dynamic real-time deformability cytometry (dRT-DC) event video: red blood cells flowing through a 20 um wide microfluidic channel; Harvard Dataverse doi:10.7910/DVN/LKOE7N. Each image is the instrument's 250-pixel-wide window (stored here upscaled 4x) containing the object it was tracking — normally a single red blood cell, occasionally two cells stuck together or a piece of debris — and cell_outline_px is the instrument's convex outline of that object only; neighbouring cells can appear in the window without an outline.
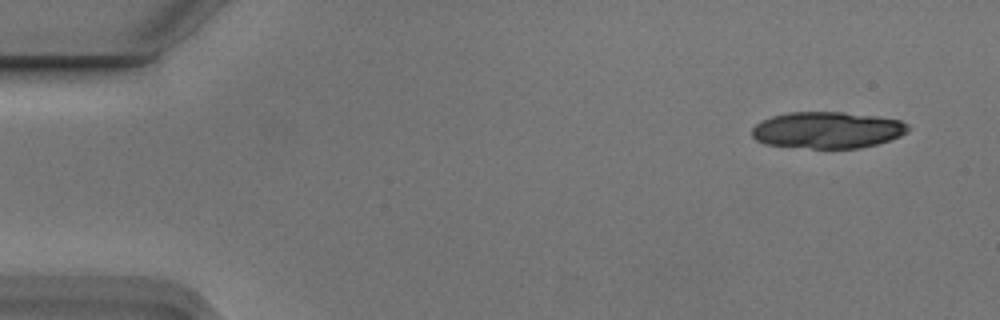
{"species": "Egyptian fruit bat (a non-hibernating species)", "species_latin": "Rousettus aegyptiacus", "temperature_condition": "cold", "stored_images_in_passage": 7, "camera_frame_rate_fps": 3000, "um_per_image_px": 0.085, "animal": {"sex": "male"}, "frame": {"image": 1, "passage_image": 1, "time_ms": 0.0, "image_size_px": [1000, 320], "cell_outline_px": [[912, 128], [900, 136], [876, 144], [860, 148], [812, 148], [764, 144], [756, 140], [752, 136], [752, 128], [756, 124], [772, 116], [788, 112], [844, 112], [876, 116], [900, 120], [908, 124]], "centroid_in_image_um": [70.34, 11.05], "position_along_channel_um": 14.7, "area_um2": 33.23}}
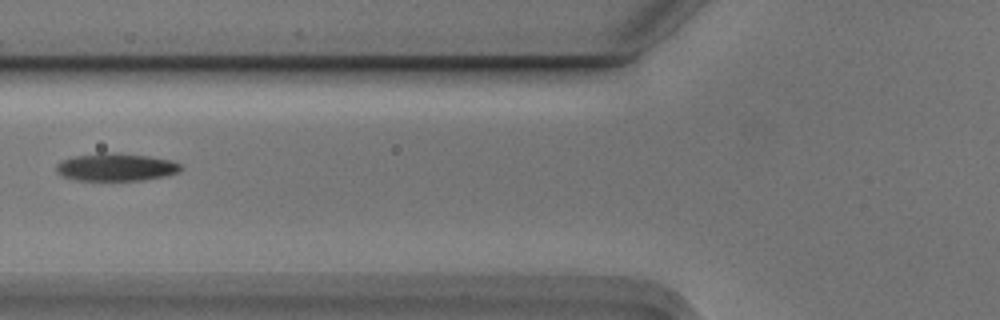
{"frame": {"image": 2, "passage_image": 6, "time_ms": 1.667, "image_size_px": [1000, 320], "cell_outline_px": [[184, 168], [180, 172], [164, 176], [144, 180], [76, 180], [64, 176], [56, 172], [56, 164], [64, 160], [76, 156], [104, 152], [112, 152], [148, 156], [172, 160], [180, 164]], "centroid_in_image_um": [9.91, 14.2], "position_along_channel_um": 115.9, "area_um2": 20.06}}
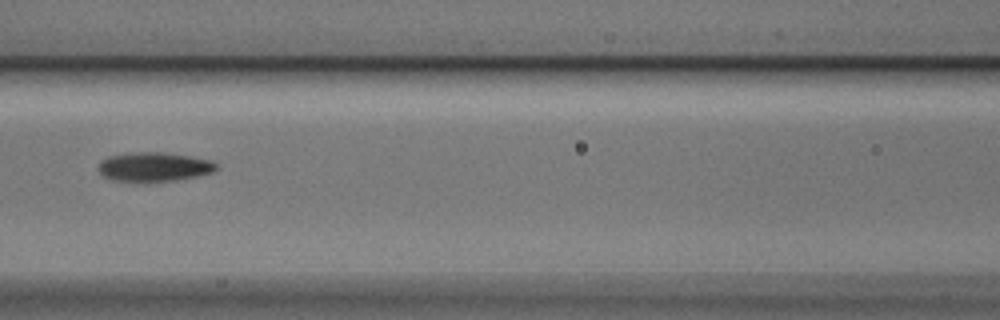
{"frame": {"image": 3, "passage_image": 7, "time_ms": 2.0, "image_size_px": [1000, 320], "cell_outline_px": [[216, 168], [212, 172], [196, 176], [176, 180], [112, 180], [104, 176], [100, 172], [100, 160], [108, 156], [128, 152], [160, 152], [188, 156], [212, 160], [216, 164]], "centroid_in_image_um": [13.08, 14.15], "position_along_channel_um": 153.5, "area_um2": 19.54}}